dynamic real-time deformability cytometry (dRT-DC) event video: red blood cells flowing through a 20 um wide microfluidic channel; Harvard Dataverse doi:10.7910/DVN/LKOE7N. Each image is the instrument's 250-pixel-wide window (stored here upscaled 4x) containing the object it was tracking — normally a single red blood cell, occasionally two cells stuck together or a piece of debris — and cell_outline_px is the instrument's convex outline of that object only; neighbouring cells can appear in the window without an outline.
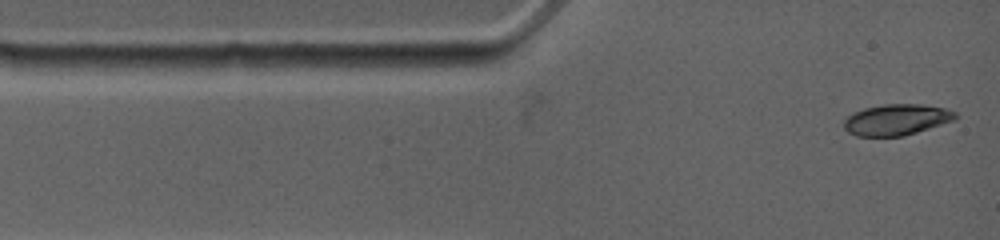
{"species": "common noctule bat (a hibernating species)", "species_latin": "Nyctalus noctula", "temperature_condition": "warm", "stored_images_in_passage": 5, "camera_frame_rate_fps": 4500, "um_per_image_px": 0.085, "animal": {"sex": "female", "body_mass_g": 19.0, "forearm_length_mm": 53.3}, "frame": {"image": 1, "passage_image": 1, "time_ms": 0.0, "image_size_px": [1000, 240], "cell_outline_px": [[956, 120], [904, 136], [856, 136], [848, 132], [844, 128], [844, 120], [852, 112], [864, 108], [884, 104], [920, 104], [944, 108], [956, 112]], "centroid_in_image_um": [76.19, 10.17], "position_along_channel_um": 8.8, "area_um2": 20.23}}
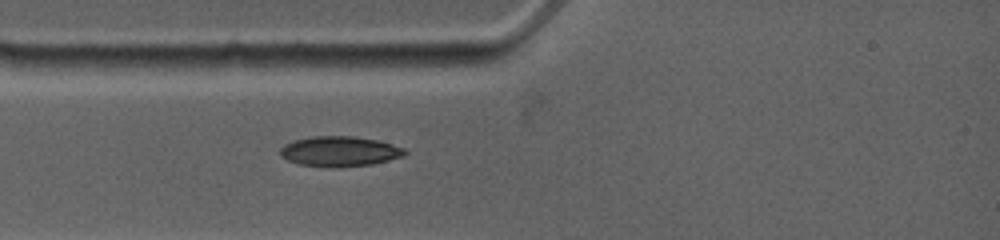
{"frame": {"image": 2, "passage_image": 5, "time_ms": 2.222, "image_size_px": [1000, 240], "cell_outline_px": [[408, 152], [404, 156], [372, 164], [336, 168], [300, 164], [288, 160], [280, 156], [280, 148], [284, 144], [292, 140], [312, 136], [356, 136], [376, 140], [392, 144], [404, 148]], "centroid_in_image_um": [28.86, 12.86], "position_along_channel_um": 56.1, "area_um2": 22.02}}